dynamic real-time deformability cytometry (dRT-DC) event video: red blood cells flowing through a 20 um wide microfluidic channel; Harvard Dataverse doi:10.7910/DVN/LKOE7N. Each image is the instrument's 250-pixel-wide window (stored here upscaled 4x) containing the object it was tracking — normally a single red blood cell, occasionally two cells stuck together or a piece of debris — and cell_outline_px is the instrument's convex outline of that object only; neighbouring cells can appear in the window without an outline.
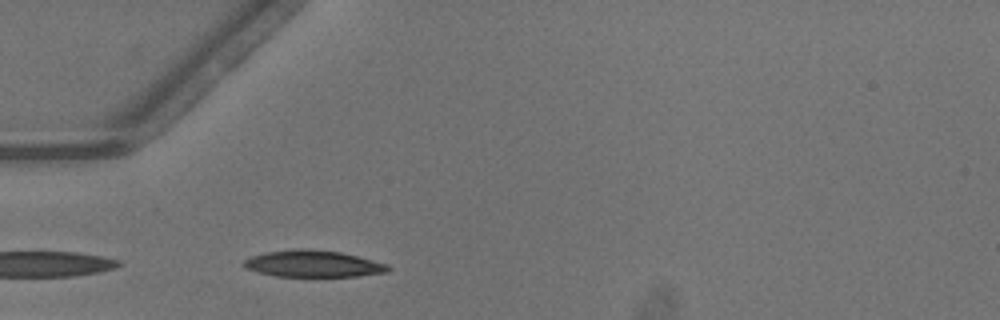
{"species": "common noctule bat (a hibernating species)", "species_latin": "Nyctalus noctula", "temperature_condition": "warm", "stored_images_in_passage": 5, "camera_frame_rate_fps": 3000, "um_per_image_px": 0.085, "animal": {"sex": "male", "body_mass_g": 13.3}, "frame": {"image": 1, "passage_image": 1, "time_ms": 0.0, "image_size_px": [1000, 320], "cell_outline_px": [[392, 268], [388, 272], [356, 276], [276, 276], [256, 272], [244, 268], [240, 264], [244, 260], [252, 256], [264, 252], [296, 248], [304, 248], [340, 252], [388, 264]], "centroid_in_image_um": [26.56, 22.41], "position_along_channel_um": 58.4, "area_um2": 22.54}}